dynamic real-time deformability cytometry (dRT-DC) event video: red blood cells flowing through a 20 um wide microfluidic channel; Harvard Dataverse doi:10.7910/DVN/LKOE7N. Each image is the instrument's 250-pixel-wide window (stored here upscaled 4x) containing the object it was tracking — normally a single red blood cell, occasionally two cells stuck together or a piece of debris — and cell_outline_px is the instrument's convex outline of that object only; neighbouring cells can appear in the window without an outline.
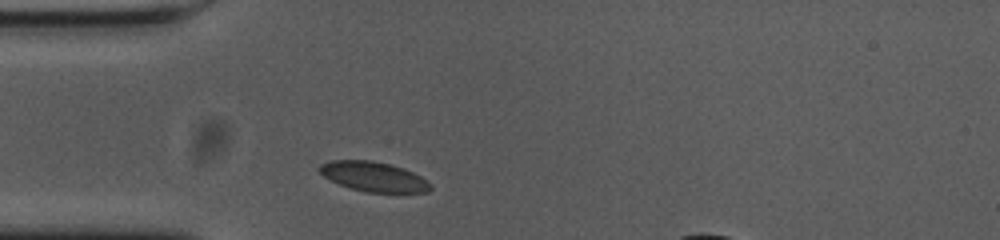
{"species": "common noctule bat (a hibernating species)", "species_latin": "Nyctalus noctula", "temperature_condition": "cold", "stored_images_in_passage": 30, "camera_frame_rate_fps": 3000, "um_per_image_px": 0.085, "animal": {"sex": "female", "body_mass_g": 23.0, "forearm_length_mm": 53.4}, "frame": {"image": 1, "passage_image": 1, "time_ms": 0.0, "image_size_px": [1000, 240], "cell_outline_px": [[432, 188], [428, 192], [368, 192], [352, 188], [340, 184], [324, 176], [320, 172], [320, 164], [332, 160], [372, 160], [404, 168], [420, 176], [432, 184]], "centroid_in_image_um": [31.79, 15.01], "position_along_channel_um": 53.2, "area_um2": 18.96}}
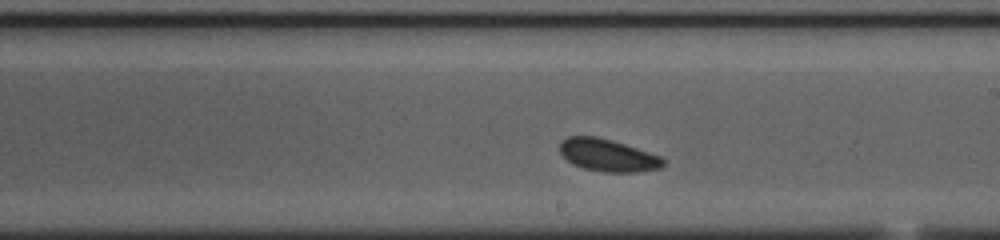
{"frame": {"image": 2, "passage_image": 17, "time_ms": 5.333, "image_size_px": [1000, 240], "cell_outline_px": [[664, 164], [660, 168], [640, 172], [604, 172], [584, 168], [572, 164], [560, 152], [560, 140], [568, 136], [596, 136], [612, 140], [660, 156], [664, 160]], "centroid_in_image_um": [51.64, 13.19], "position_along_channel_um": 237.4, "area_um2": 19.42}}
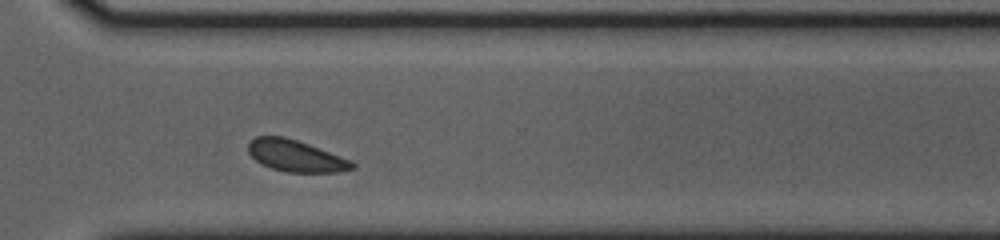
{"frame": {"image": 3, "passage_image": 26, "time_ms": 8.333, "image_size_px": [1000, 240], "cell_outline_px": [[356, 168], [340, 172], [288, 172], [272, 168], [256, 160], [248, 152], [248, 144], [256, 136], [284, 136], [308, 144], [352, 160], [356, 164]], "centroid_in_image_um": [25.18, 13.25], "position_along_channel_um": 345.4, "area_um2": 19.02}, "authors_computed_cell_mechanics": {"area_um2": 19.4208, "velocity_mm_per_s": 3.5843, "shape_relaxation_time_tau1_ms": 2.3038, "shape_relaxation_time_tau2_ms": null, "deformation_change_tau1": 0.0708, "deformation_change_tau2": null}}